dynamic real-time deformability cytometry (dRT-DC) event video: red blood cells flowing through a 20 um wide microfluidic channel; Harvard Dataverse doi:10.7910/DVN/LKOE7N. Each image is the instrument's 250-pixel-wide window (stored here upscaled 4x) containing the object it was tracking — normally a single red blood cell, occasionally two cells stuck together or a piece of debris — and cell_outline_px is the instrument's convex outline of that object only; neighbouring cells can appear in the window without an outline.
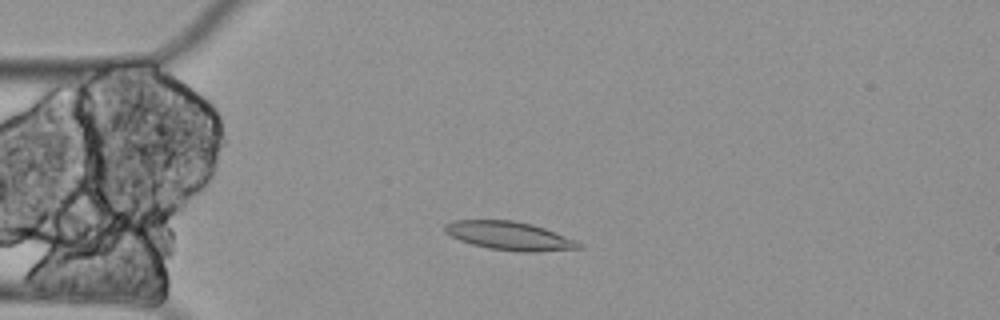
{"species": "Egyptian fruit bat (a non-hibernating species)", "species_latin": "Rousettus aegyptiacus", "temperature_condition": "cold", "stored_images_in_passage": 58, "camera_frame_rate_fps": 3000, "um_per_image_px": 0.085, "animal": {"sex": "female"}, "frame": {"image": 1, "passage_image": 13, "time_ms": 4.0, "image_size_px": [1000, 320], "cell_outline_px": [[584, 248], [536, 252], [520, 252], [488, 248], [472, 244], [460, 240], [444, 232], [444, 224], [452, 220], [512, 220], [532, 224], [544, 228], [576, 240], [584, 244]], "centroid_in_image_um": [43.32, 20.05], "position_along_channel_um": 41.7, "area_um2": 22.37}}
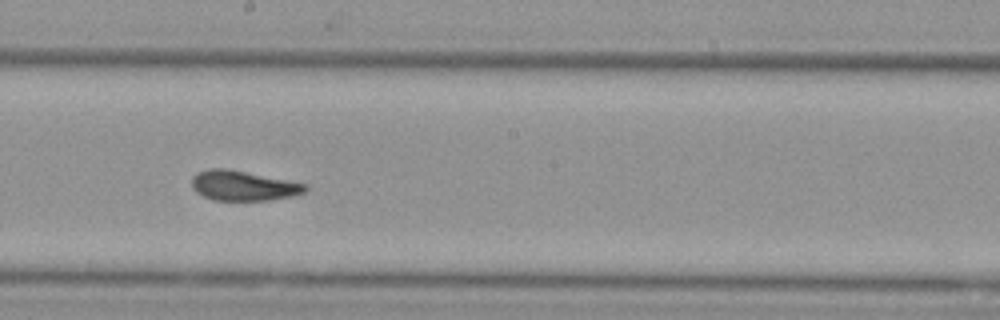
{"frame": {"image": 2, "passage_image": 31, "time_ms": 10.0, "image_size_px": [1000, 320], "cell_outline_px": [[308, 188], [304, 192], [292, 196], [268, 200], [212, 200], [196, 192], [192, 188], [192, 176], [196, 172], [208, 168], [224, 168], [308, 184]], "centroid_in_image_um": [20.64, 15.78], "position_along_channel_um": 227.6, "area_um2": 19.71}}
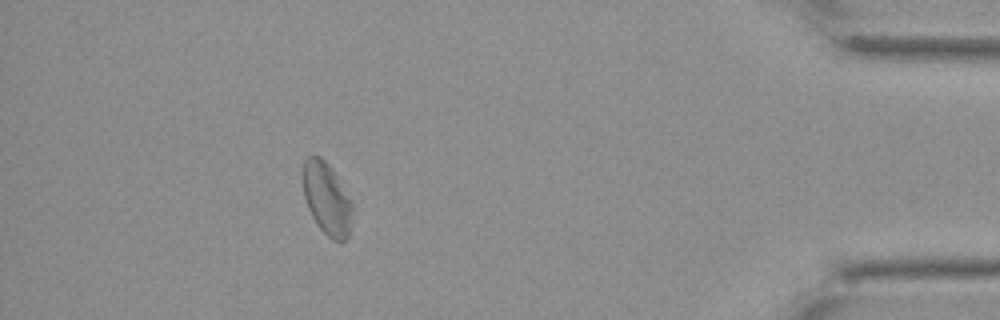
{"frame": {"image": 3, "passage_image": 52, "time_ms": 17.0, "image_size_px": [1000, 320], "cell_outline_px": [[352, 208], [348, 236], [344, 240], [332, 240], [316, 224], [308, 208], [304, 196], [304, 160], [308, 156], [320, 156], [328, 164], [336, 176], [352, 204]], "centroid_in_image_um": [27.76, 16.89], "position_along_channel_um": 407.4, "area_um2": 20.11}, "authors_computed_cell_mechanics": {"area_um2": 21.2704, "velocity_mm_per_s": 3.297, "shape_relaxation_time_tau1_ms": null, "shape_relaxation_time_tau2_ms": 6.5989, "deformation_change_tau1": null, "deformation_change_tau2": 0.0608}}